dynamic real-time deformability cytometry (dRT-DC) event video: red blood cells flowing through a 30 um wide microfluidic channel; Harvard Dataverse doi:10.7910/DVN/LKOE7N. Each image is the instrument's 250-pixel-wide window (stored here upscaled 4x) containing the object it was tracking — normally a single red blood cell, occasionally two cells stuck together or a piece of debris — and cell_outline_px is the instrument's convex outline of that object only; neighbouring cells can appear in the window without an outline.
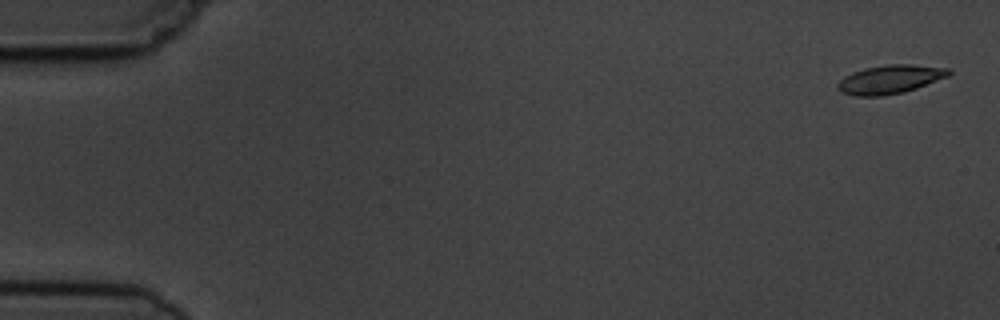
{"species": "common noctule bat (a hibernating species)", "species_latin": "Nyctalus noctula", "temperature_condition": "cold", "stored_images_in_passage": 5, "camera_frame_rate_fps": 3000, "um_per_image_px": 0.085, "animal": {"sex": "male", "body_mass_g": 19.5, "forearm_length_mm": 54.6}, "frame": {"image": 1, "passage_image": 1, "time_ms": 0.0, "image_size_px": [1000, 320], "cell_outline_px": [[952, 72], [948, 76], [916, 88], [904, 92], [884, 96], [852, 96], [840, 92], [836, 88], [836, 84], [844, 76], [852, 72], [864, 68], [888, 64], [912, 64], [952, 68]], "centroid_in_image_um": [75.63, 6.74], "position_along_channel_um": 9.4, "area_um2": 18.84}}
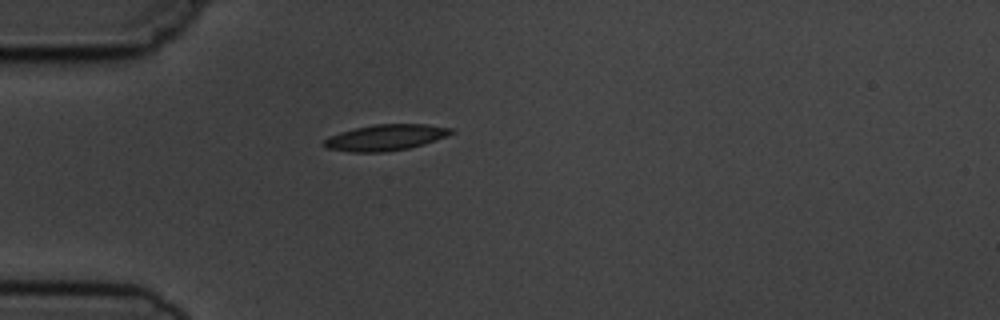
{"frame": {"image": 2, "passage_image": 5, "time_ms": 4.667, "image_size_px": [1000, 320], "cell_outline_px": [[456, 132], [448, 136], [424, 144], [408, 148], [384, 152], [352, 152], [328, 148], [324, 144], [324, 140], [328, 136], [340, 132], [372, 124], [428, 124], [452, 128]], "centroid_in_image_um": [32.82, 11.68], "position_along_channel_um": 52.2, "area_um2": 19.31}}